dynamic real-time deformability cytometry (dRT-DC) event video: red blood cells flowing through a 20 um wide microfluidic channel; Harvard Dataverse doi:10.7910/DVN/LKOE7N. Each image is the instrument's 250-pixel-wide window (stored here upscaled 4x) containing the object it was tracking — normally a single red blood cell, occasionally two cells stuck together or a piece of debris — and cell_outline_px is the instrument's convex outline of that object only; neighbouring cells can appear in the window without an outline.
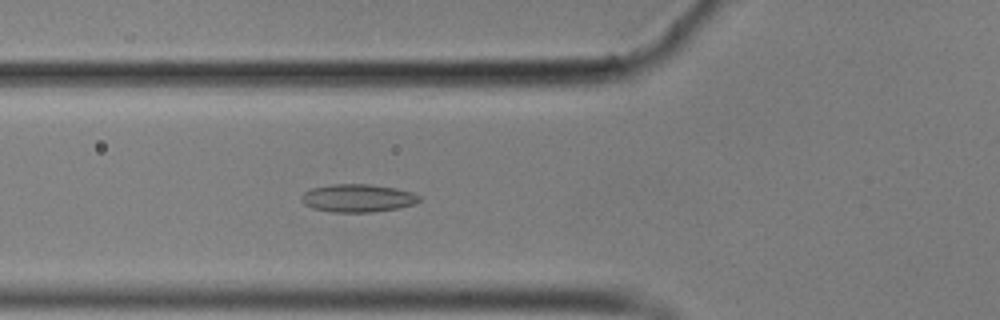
{"species": "common noctule bat (a hibernating species)", "species_latin": "Nyctalus noctula", "temperature_condition": "cold", "stored_images_in_passage": 57, "camera_frame_rate_fps": 3000, "um_per_image_px": 0.085, "animal": {"sex": "male", "body_mass_g": 17.9}, "frame": {"image": 1, "passage_image": 21, "time_ms": 6.667, "image_size_px": [1000, 320], "cell_outline_px": [[420, 200], [416, 204], [400, 208], [372, 212], [332, 212], [312, 208], [304, 204], [300, 200], [300, 196], [304, 192], [312, 188], [332, 184], [368, 184], [396, 188], [412, 192], [420, 196]], "centroid_in_image_um": [30.41, 16.84], "position_along_channel_um": 95.4, "area_um2": 19.36}}
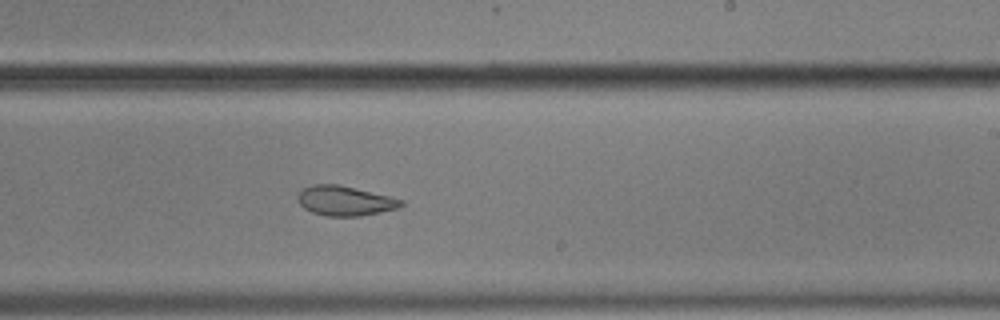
{"frame": {"image": 2, "passage_image": 35, "time_ms": 11.333, "image_size_px": [1000, 320], "cell_outline_px": [[404, 204], [400, 208], [360, 216], [324, 216], [312, 212], [304, 208], [300, 204], [300, 192], [304, 188], [312, 184], [340, 184], [392, 196], [404, 200]], "centroid_in_image_um": [29.39, 17.06], "position_along_channel_um": 259.6, "area_um2": 18.03}}
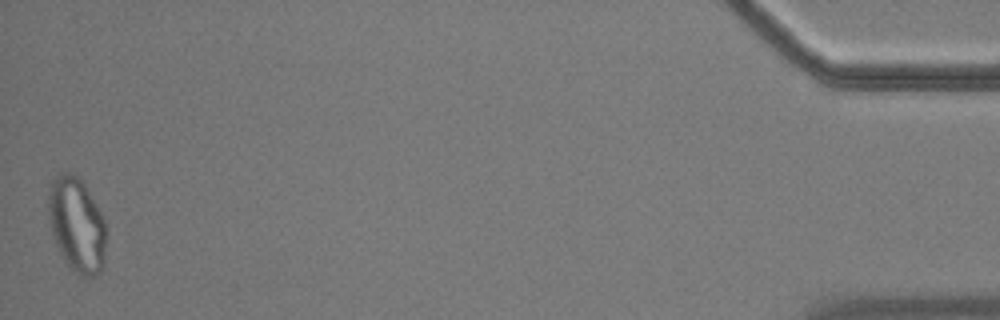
{"frame": {"image": 3, "passage_image": 57, "time_ms": 18.667, "image_size_px": [1000, 320], "cell_outline_px": [[104, 264], [100, 272], [92, 276], [80, 276], [64, 260], [52, 236], [48, 220], [48, 192], [56, 176], [60, 172], [72, 172], [84, 184], [104, 216]], "centroid_in_image_um": [6.5, 19.09], "position_along_channel_um": 428.7, "area_um2": 31.67}, "authors_computed_cell_mechanics": {"area_um2": 19.9988, "velocity_mm_per_s": 3.5113, "shape_relaxation_time_tau1_ms": null, "shape_relaxation_time_tau2_ms": 1.8092, "deformation_change_tau1": null, "deformation_change_tau2": 0.0692}}